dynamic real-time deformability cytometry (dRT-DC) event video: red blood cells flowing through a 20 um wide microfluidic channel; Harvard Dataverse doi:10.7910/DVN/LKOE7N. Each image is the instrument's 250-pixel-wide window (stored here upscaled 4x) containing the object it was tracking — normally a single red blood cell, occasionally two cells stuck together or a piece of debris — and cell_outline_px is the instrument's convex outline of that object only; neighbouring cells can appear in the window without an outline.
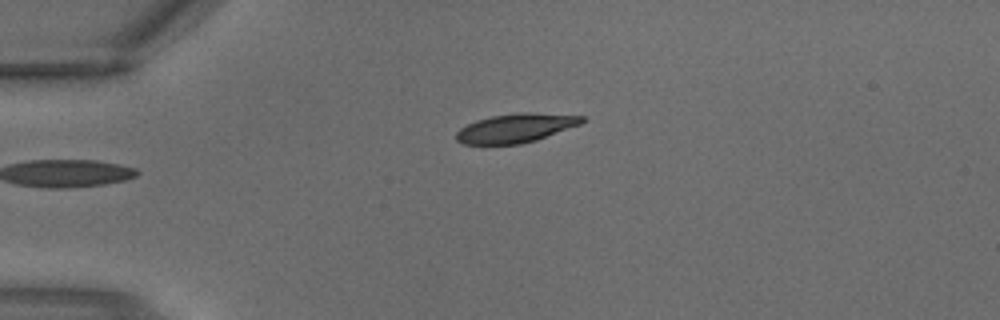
{"species": "common noctule bat (a hibernating species)", "species_latin": "Nyctalus noctula", "temperature_condition": "warm", "stored_images_in_passage": 3, "camera_frame_rate_fps": 3000, "um_per_image_px": 0.085, "animal": {"sex": "male", "body_mass_g": 18.8}, "frame": {"image": 1, "passage_image": 3, "time_ms": 0.667, "image_size_px": [1000, 320], "cell_outline_px": [[584, 120], [580, 124], [536, 140], [520, 144], [464, 144], [456, 140], [456, 132], [460, 128], [476, 120], [492, 116], [516, 112], [532, 112], [584, 116]], "centroid_in_image_um": [43.82, 10.88], "position_along_channel_um": 41.2, "area_um2": 21.1}}